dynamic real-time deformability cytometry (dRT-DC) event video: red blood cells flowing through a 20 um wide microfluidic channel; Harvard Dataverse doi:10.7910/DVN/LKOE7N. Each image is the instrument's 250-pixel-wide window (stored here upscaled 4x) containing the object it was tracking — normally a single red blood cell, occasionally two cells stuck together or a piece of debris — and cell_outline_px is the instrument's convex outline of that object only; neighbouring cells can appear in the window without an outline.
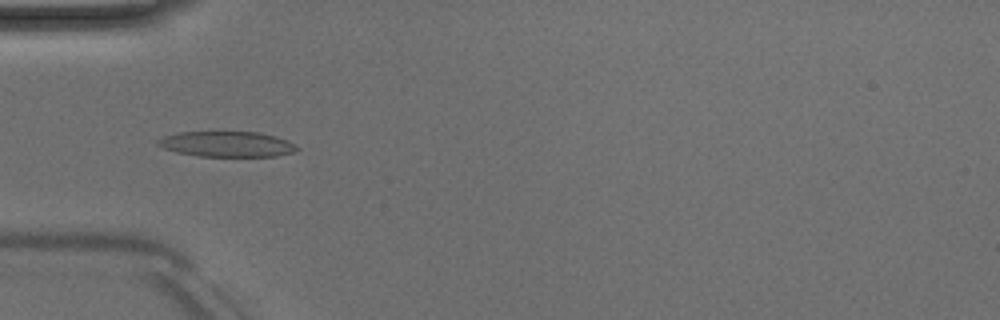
{"species": "Egyptian fruit bat (a non-hibernating species)", "species_latin": "Rousettus aegyptiacus", "temperature_condition": "room temperature", "stored_images_in_passage": 49, "camera_frame_rate_fps": 3000, "um_per_image_px": 0.085, "animal": {"sex": "male"}, "frame": {"image": 1, "passage_image": 15, "time_ms": 4.667, "image_size_px": [1000, 320], "cell_outline_px": [[300, 148], [292, 152], [276, 156], [196, 156], [176, 152], [164, 148], [156, 144], [156, 140], [164, 136], [180, 132], [256, 132], [276, 136], [288, 140]], "centroid_in_image_um": [19.27, 12.25], "position_along_channel_um": 65.7, "area_um2": 20.58}}
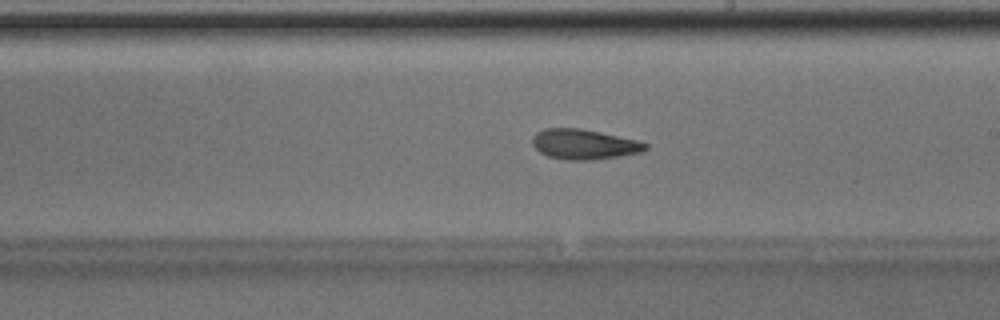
{"frame": {"image": 2, "passage_image": 28, "time_ms": 9.0, "image_size_px": [1000, 320], "cell_outline_px": [[648, 148], [640, 152], [620, 156], [592, 160], [568, 160], [548, 156], [540, 152], [532, 144], [532, 136], [536, 132], [544, 128], [580, 128], [640, 140], [648, 144]], "centroid_in_image_um": [49.65, 12.25], "position_along_channel_um": 239.4, "area_um2": 19.94}}
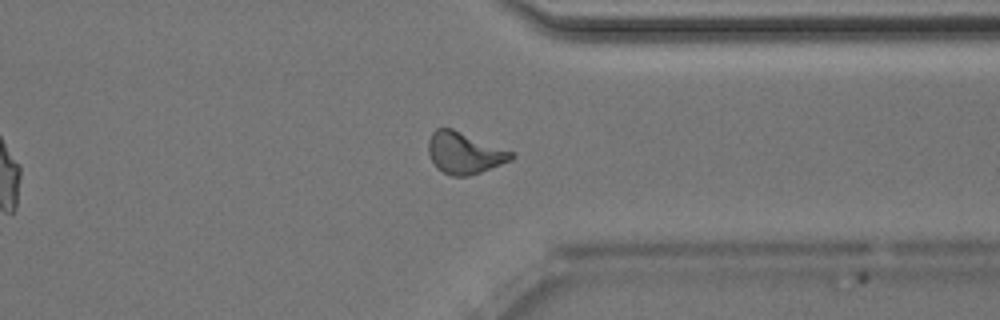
{"frame": {"image": 3, "passage_image": 38, "time_ms": 12.333, "image_size_px": [1000, 320], "cell_outline_px": [[516, 156], [512, 160], [480, 172], [468, 176], [452, 176], [436, 168], [428, 152], [428, 140], [432, 132], [436, 128], [452, 128], [516, 152]], "centroid_in_image_um": [39.5, 12.99], "position_along_channel_um": 371.9, "area_um2": 20.29}, "authors_computed_cell_mechanics": {"area_um2": 19.9988, "velocity_mm_per_s": 4.0241, "shape_relaxation_time_tau1_ms": null, "shape_relaxation_time_tau2_ms": 4.1921, "deformation_change_tau1": null, "deformation_change_tau2": 0.1309}}